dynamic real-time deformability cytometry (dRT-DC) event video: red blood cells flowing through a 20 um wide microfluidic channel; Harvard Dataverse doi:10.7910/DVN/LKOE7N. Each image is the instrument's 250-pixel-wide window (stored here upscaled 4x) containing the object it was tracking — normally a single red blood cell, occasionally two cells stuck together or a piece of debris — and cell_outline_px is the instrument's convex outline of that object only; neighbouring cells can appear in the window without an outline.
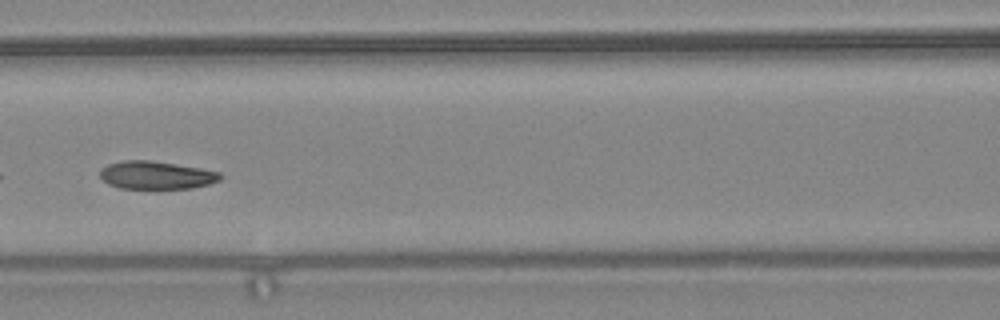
{"species": "common noctule bat (a hibernating species)", "species_latin": "Nyctalus noctula", "temperature_condition": "warm", "stored_images_in_passage": 53, "segment_of_instrument_passage": [2, 2], "camera_frame_rate_fps": 3000, "um_per_image_px": 0.085, "animal": {"sex": "female", "body_mass_g": 24.6, "forearm_length_mm": 56.2}, "frame": {"image": 1, "passage_image": 23, "time_ms": 7.333, "image_size_px": [1000, 320], "cell_outline_px": [[224, 176], [220, 180], [208, 184], [192, 188], [120, 188], [108, 184], [100, 176], [100, 168], [108, 164], [124, 160], [148, 160], [176, 164], [200, 168], [220, 172]], "centroid_in_image_um": [13.28, 14.88], "position_along_channel_um": 153.3, "area_um2": 19.54}}
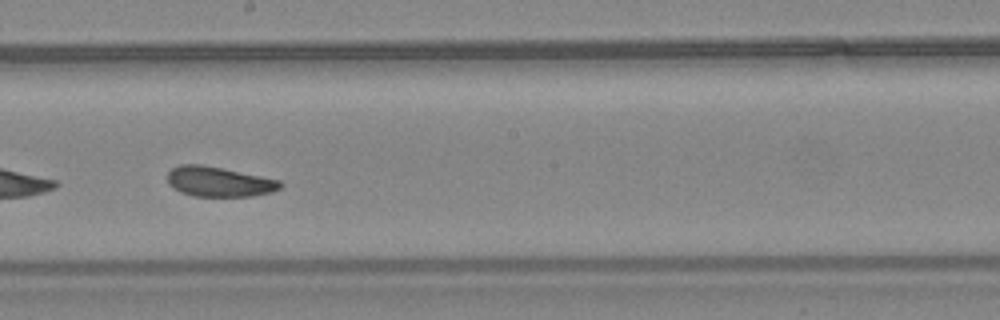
{"frame": {"image": 2, "passage_image": 29, "time_ms": 9.333, "image_size_px": [1000, 320], "cell_outline_px": [[284, 184], [280, 188], [272, 192], [252, 196], [192, 196], [180, 192], [168, 184], [168, 172], [172, 168], [180, 164], [200, 164], [224, 168], [280, 180]], "centroid_in_image_um": [18.61, 15.44], "position_along_channel_um": 229.6, "area_um2": 19.83}}
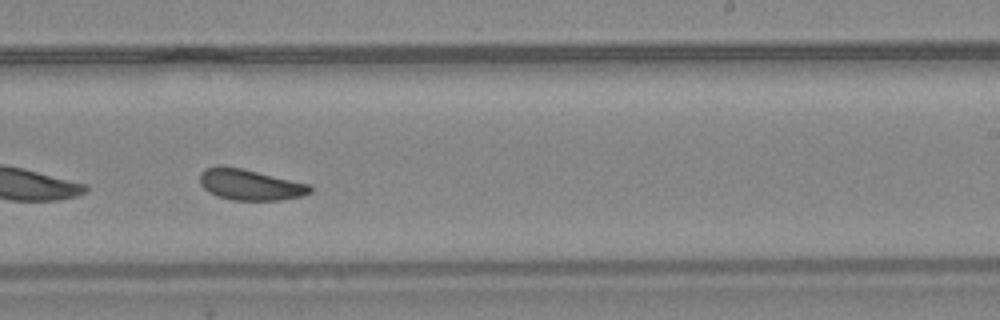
{"frame": {"image": 3, "passage_image": 32, "time_ms": 10.333, "image_size_px": [1000, 320], "cell_outline_px": [[312, 192], [304, 196], [284, 200], [232, 200], [208, 192], [200, 184], [200, 172], [204, 168], [220, 164], [240, 168], [312, 184]], "centroid_in_image_um": [21.28, 15.69], "position_along_channel_um": 267.7, "area_um2": 20.17}}